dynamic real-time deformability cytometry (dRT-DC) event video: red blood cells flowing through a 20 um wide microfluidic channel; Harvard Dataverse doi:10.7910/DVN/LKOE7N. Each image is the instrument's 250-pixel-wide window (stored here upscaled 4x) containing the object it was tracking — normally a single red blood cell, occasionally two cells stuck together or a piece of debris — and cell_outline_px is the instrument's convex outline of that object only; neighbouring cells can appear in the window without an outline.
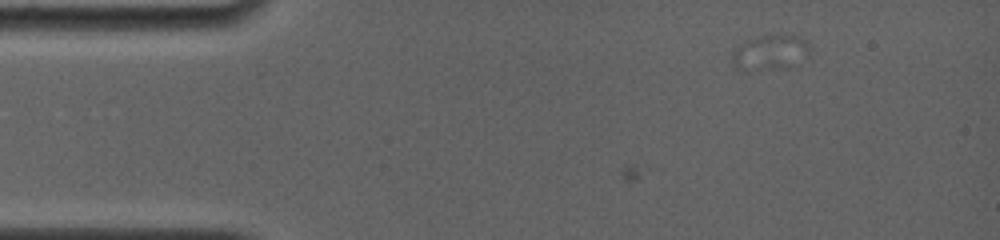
{"species": "common noctule bat (a hibernating species)", "species_latin": "Nyctalus noctula", "temperature_condition": "room temperature", "stored_images_in_passage": 6, "camera_frame_rate_fps": 4000, "um_per_image_px": 0.085, "animal": {"sex": "female", "body_mass_g": 19.0, "forearm_length_mm": 56.7}, "frame": {"image": 1, "passage_image": 1, "time_ms": 0.0, "image_size_px": [1000, 240], "cell_outline_px": [[812, 44], [808, 48], [736, 64], [732, 60], [732, 52], [736, 48], [748, 40], [760, 36], [784, 32], [800, 32]], "centroid_in_image_um": [65.44, 3.95], "position_along_channel_um": 19.6, "area_um2": 10.81}}